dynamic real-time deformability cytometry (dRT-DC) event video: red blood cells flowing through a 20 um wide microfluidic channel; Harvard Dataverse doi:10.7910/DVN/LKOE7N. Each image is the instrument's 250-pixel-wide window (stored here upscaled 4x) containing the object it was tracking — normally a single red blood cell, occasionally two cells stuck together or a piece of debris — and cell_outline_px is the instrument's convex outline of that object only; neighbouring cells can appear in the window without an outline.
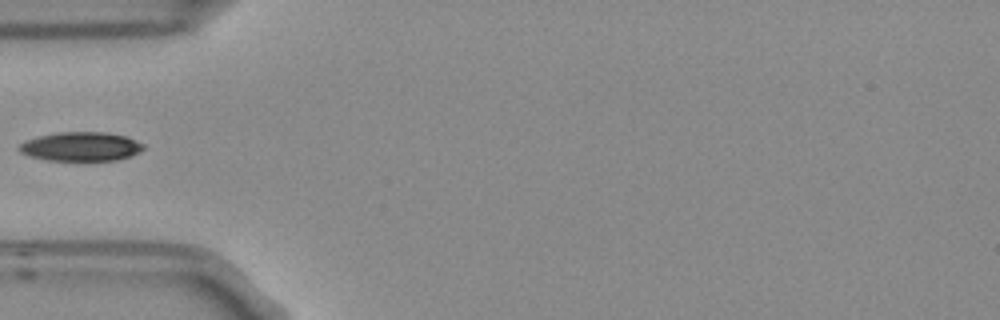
{"species": "Egyptian fruit bat (a non-hibernating species)", "species_latin": "Rousettus aegyptiacus", "temperature_condition": "room temperature", "stored_images_in_passage": 4, "camera_frame_rate_fps": 3000, "um_per_image_px": 0.085, "frame": {"image": 1, "passage_image": 4, "time_ms": 1.0, "image_size_px": [1000, 320], "cell_outline_px": [[144, 148], [132, 156], [116, 160], [48, 160], [32, 156], [20, 152], [16, 148], [20, 144], [28, 140], [40, 136], [60, 132], [108, 132], [124, 136], [144, 144]], "centroid_in_image_um": [6.89, 12.45], "position_along_channel_um": 78.1, "area_um2": 20.75}}